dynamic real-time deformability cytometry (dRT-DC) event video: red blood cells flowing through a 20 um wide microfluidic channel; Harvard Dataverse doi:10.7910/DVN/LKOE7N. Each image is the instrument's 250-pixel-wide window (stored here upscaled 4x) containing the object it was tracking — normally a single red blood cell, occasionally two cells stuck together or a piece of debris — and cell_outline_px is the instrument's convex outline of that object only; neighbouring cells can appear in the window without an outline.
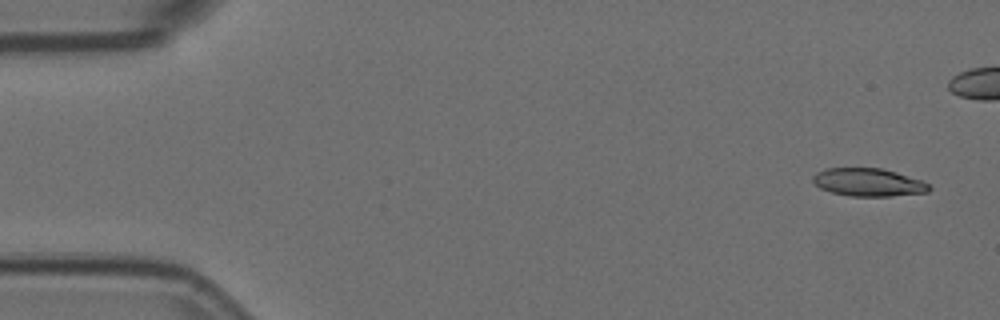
{"species": "Egyptian fruit bat (a non-hibernating species)", "species_latin": "Rousettus aegyptiacus", "temperature_condition": "room temperature", "stored_images_in_passage": 5, "camera_frame_rate_fps": 3000, "um_per_image_px": 0.085, "animal": {"sex": "female"}, "frame": {"image": 1, "passage_image": 1, "time_ms": 0.0, "image_size_px": [1000, 320], "cell_outline_px": [[932, 188], [928, 192], [892, 196], [848, 196], [832, 192], [820, 188], [812, 180], [812, 176], [816, 172], [828, 168], [880, 168], [896, 172], [920, 180], [928, 184]], "centroid_in_image_um": [73.8, 15.5], "position_along_channel_um": 11.2, "area_um2": 18.84}}
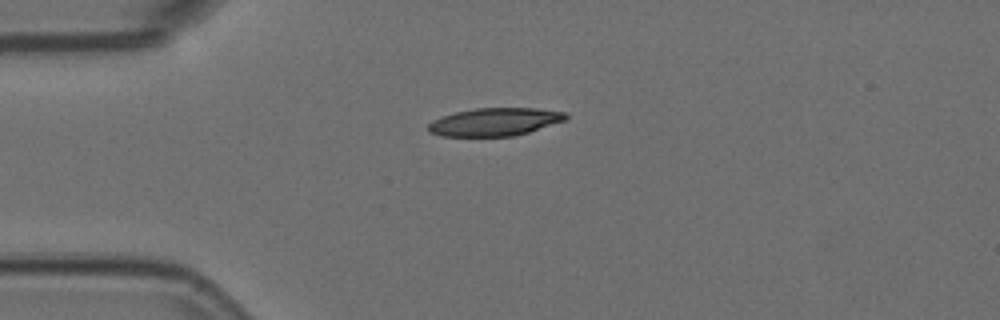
{"frame": {"image": 2, "passage_image": 5, "time_ms": 1.333, "image_size_px": [1000, 320], "cell_outline_px": [[568, 116], [564, 120], [528, 132], [512, 136], [440, 136], [428, 132], [424, 128], [432, 120], [456, 112], [476, 108], [536, 108], [564, 112]], "centroid_in_image_um": [41.98, 10.36], "position_along_channel_um": 43.0, "area_um2": 22.25}}